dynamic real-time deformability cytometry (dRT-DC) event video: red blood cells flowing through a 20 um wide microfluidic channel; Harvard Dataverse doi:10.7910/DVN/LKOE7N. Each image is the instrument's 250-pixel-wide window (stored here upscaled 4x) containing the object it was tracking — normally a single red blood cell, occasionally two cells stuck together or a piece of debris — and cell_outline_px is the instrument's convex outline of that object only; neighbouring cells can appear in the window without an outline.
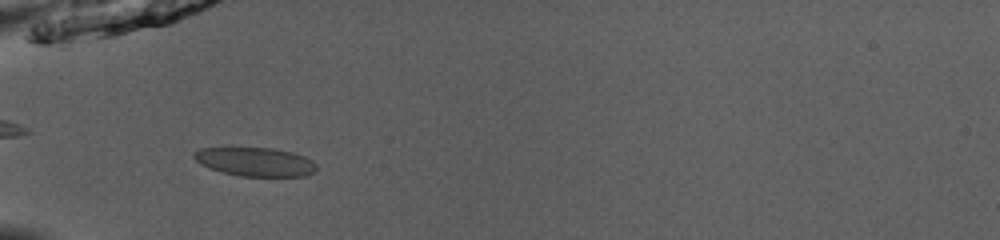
{"species": "common noctule bat (a hibernating species)", "species_latin": "Nyctalus noctula", "temperature_condition": "room temperature", "stored_images_in_passage": 36, "camera_frame_rate_fps": 3000, "um_per_image_px": 0.085, "animal": {"sex": "male", "body_mass_g": 13.0, "forearm_length_mm": 53.1}, "frame": {"image": 1, "passage_image": 2, "time_ms": 0.333, "image_size_px": [1000, 240], "cell_outline_px": [[316, 168], [312, 172], [304, 176], [240, 176], [224, 172], [200, 164], [192, 156], [192, 152], [200, 148], [228, 144], [232, 144], [272, 148], [292, 152], [304, 156], [312, 160], [316, 164]], "centroid_in_image_um": [21.59, 13.68], "position_along_channel_um": 63.4, "area_um2": 21.44}}
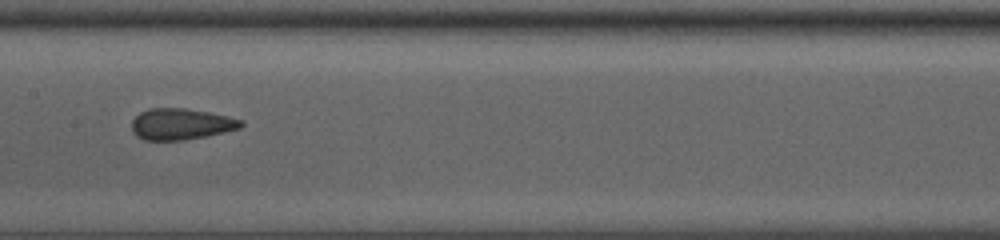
{"frame": {"image": 2, "passage_image": 12, "time_ms": 3.667, "image_size_px": [1000, 240], "cell_outline_px": [[244, 124], [240, 128], [224, 132], [184, 140], [144, 140], [136, 136], [132, 132], [132, 120], [140, 112], [148, 108], [184, 108], [208, 112], [244, 120]], "centroid_in_image_um": [15.36, 10.54], "position_along_channel_um": 192.0, "area_um2": 19.88}}
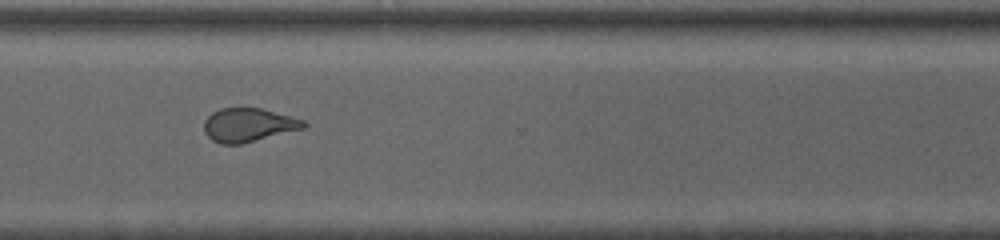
{"frame": {"image": 3, "passage_image": 24, "time_ms": 7.667, "image_size_px": [1000, 240], "cell_outline_px": [[308, 124], [304, 128], [240, 144], [220, 144], [212, 140], [204, 132], [204, 120], [212, 112], [220, 108], [260, 108], [304, 120]], "centroid_in_image_um": [21.08, 10.62], "position_along_channel_um": 349.5, "area_um2": 19.36}, "authors_computed_cell_mechanics": {"area_um2": 20.3456, "velocity_mm_per_s": 3.942, "shape_relaxation_time_tau1_ms": null, "shape_relaxation_time_tau2_ms": 1.1745, "deformation_change_tau1": null, "deformation_change_tau2": 0.0771}}